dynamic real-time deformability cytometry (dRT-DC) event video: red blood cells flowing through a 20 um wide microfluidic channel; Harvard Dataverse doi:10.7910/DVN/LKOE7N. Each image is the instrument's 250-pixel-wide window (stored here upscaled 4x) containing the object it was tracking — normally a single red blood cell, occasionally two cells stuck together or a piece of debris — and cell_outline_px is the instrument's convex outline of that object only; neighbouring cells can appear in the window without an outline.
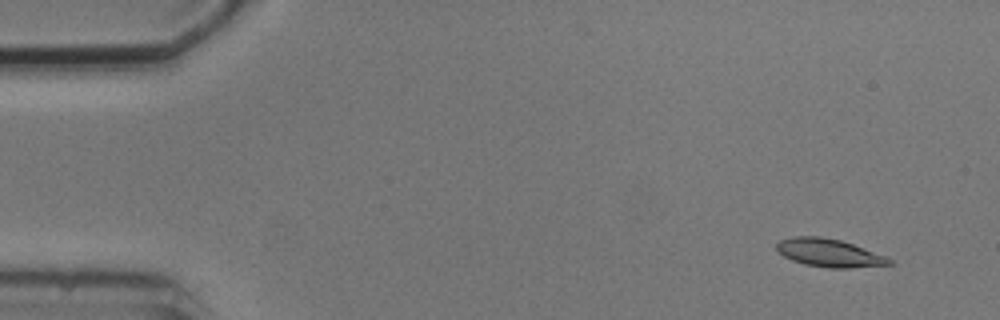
{"species": "common noctule bat (a hibernating species)", "species_latin": "Nyctalus noctula", "temperature_condition": "cold", "stored_images_in_passage": 14, "camera_frame_rate_fps": 3000, "um_per_image_px": 0.085, "animal": {"sex": "male", "body_mass_g": 20.5, "forearm_length_mm": 52.5}, "frame": {"image": 1, "passage_image": 1, "time_ms": 0.0, "image_size_px": [1000, 320], "cell_outline_px": [[896, 264], [852, 268], [828, 268], [804, 264], [792, 260], [784, 256], [776, 248], [776, 244], [780, 240], [792, 236], [820, 236], [840, 240], [852, 244], [884, 256], [892, 260]], "centroid_in_image_um": [70.47, 21.5], "position_along_channel_um": 14.5, "area_um2": 18.32}}
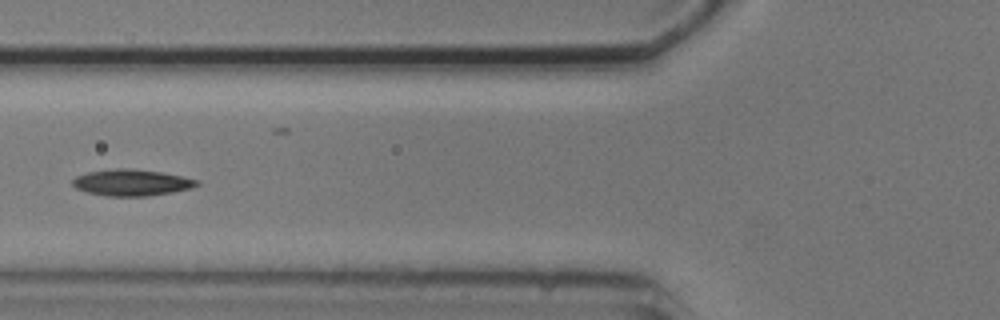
{"frame": {"image": 2, "passage_image": 5, "time_ms": 5.667, "image_size_px": [1000, 320], "cell_outline_px": [[200, 184], [192, 188], [172, 192], [148, 196], [108, 196], [88, 192], [76, 188], [72, 184], [72, 180], [76, 176], [88, 172], [116, 168], [132, 168], [160, 172], [200, 180]], "centroid_in_image_um": [11.2, 15.51], "position_along_channel_um": 114.6, "area_um2": 19.07}}
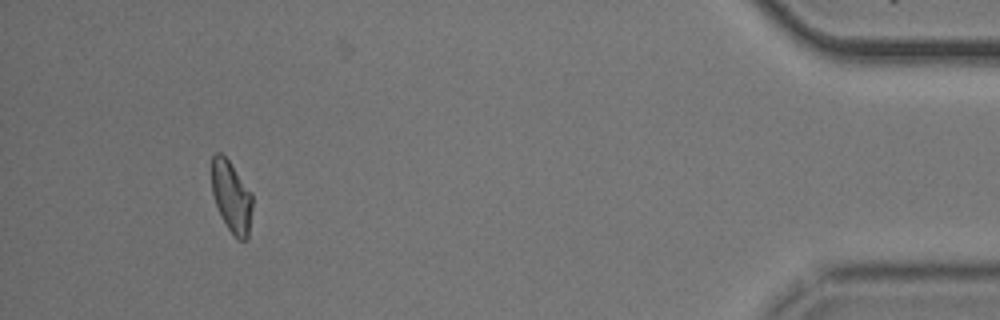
{"frame": {"image": 3, "passage_image": 13, "time_ms": 15.667, "image_size_px": [1000, 320], "cell_outline_px": [[252, 208], [248, 236], [244, 240], [236, 240], [228, 228], [216, 204], [212, 192], [212, 156], [216, 152], [220, 152], [228, 160], [252, 192]], "centroid_in_image_um": [19.68, 16.72], "position_along_channel_um": 415.5, "area_um2": 16.76}, "authors_computed_cell_mechanics": {"area_um2": 18.1203, "velocity_mm_per_s": 3.6601, "shape_relaxation_time_tau1_ms": null, "shape_relaxation_time_tau2_ms": 1.3665, "deformation_change_tau1": null, "deformation_change_tau2": 0.0522}}